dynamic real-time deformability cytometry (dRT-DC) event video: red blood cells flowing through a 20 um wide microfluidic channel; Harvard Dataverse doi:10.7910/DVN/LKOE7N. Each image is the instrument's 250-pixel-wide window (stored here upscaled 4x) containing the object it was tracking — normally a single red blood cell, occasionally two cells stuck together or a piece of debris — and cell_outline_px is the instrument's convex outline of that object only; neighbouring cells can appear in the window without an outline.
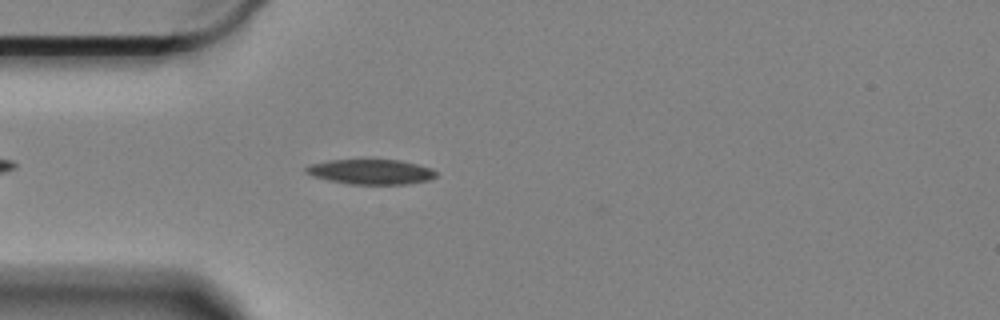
{"species": "Egyptian fruit bat (a non-hibernating species)", "species_latin": "Rousettus aegyptiacus", "temperature_condition": "cold", "stored_images_in_passage": 25, "camera_frame_rate_fps": 3000, "um_per_image_px": 0.085, "animal": {"sex": "female"}, "frame": {"image": 1, "passage_image": 6, "time_ms": 1.667, "image_size_px": [1000, 320], "cell_outline_px": [[436, 176], [428, 180], [408, 184], [352, 184], [312, 176], [304, 172], [304, 168], [308, 164], [328, 160], [400, 160], [432, 168], [436, 172]], "centroid_in_image_um": [31.51, 14.59], "position_along_channel_um": 53.5, "area_um2": 18.84}}
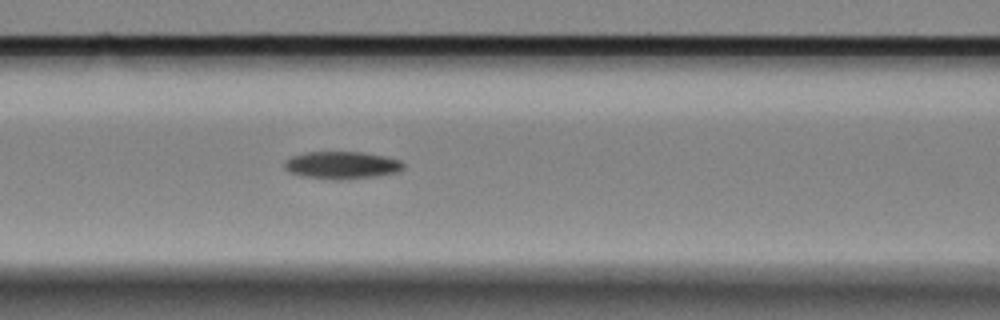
{"frame": {"image": 2, "passage_image": 14, "time_ms": 4.333, "image_size_px": [1000, 320], "cell_outline_px": [[404, 168], [400, 172], [376, 176], [340, 180], [336, 180], [304, 176], [292, 172], [284, 168], [284, 164], [292, 156], [304, 152], [364, 152], [384, 156], [400, 160], [404, 164]], "centroid_in_image_um": [29.11, 14.04], "position_along_channel_um": 137.5, "area_um2": 18.96}}
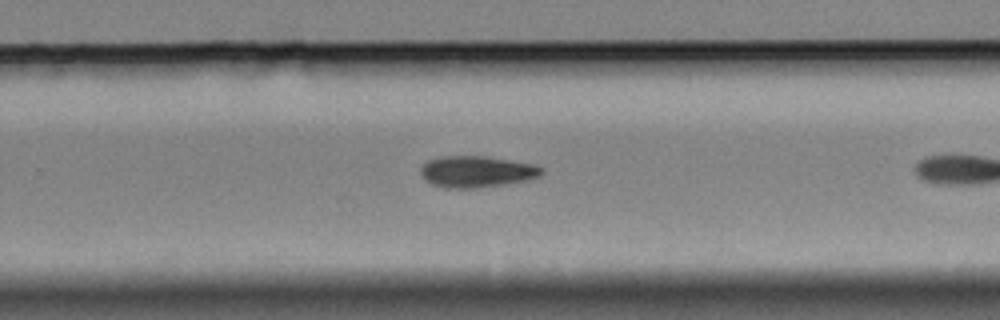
{"frame": {"image": 3, "passage_image": 24, "time_ms": 7.667, "image_size_px": [1000, 320], "cell_outline_px": [[544, 172], [540, 176], [528, 180], [508, 184], [480, 188], [444, 188], [432, 184], [420, 172], [420, 168], [428, 160], [440, 156], [484, 156], [536, 164], [544, 168]], "centroid_in_image_um": [40.57, 14.59], "position_along_channel_um": 289.2, "area_um2": 22.37}}